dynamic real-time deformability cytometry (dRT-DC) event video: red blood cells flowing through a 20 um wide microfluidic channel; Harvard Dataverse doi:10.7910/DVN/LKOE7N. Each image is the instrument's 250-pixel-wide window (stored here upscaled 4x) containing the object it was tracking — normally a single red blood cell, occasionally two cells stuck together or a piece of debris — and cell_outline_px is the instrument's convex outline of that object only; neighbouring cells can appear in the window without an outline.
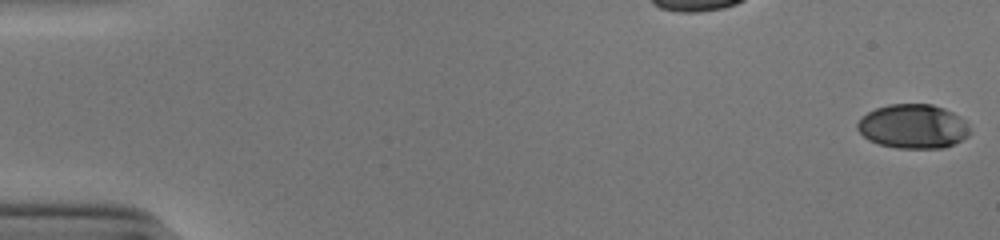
{"species": "human", "species_latin": "Homo sapiens", "temperature_condition": "cold", "stored_images_in_passage": 54, "camera_frame_rate_fps": 3000, "um_per_image_px": 0.085, "donor": {"sex": "male"}, "frame": {"image": 1, "passage_image": 1, "time_ms": 0.0, "image_size_px": [1000, 240], "cell_outline_px": [[972, 132], [968, 136], [944, 148], [896, 148], [880, 144], [868, 140], [856, 128], [856, 124], [868, 112], [876, 108], [888, 104], [932, 104], [944, 108], [960, 116], [964, 120]], "centroid_in_image_um": [77.62, 10.74], "position_along_channel_um": 7.4, "area_um2": 28.96}}
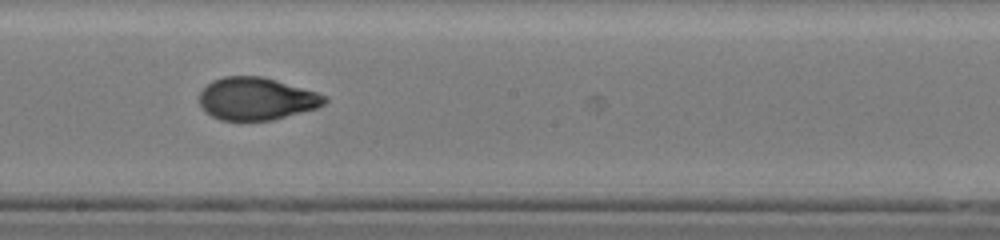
{"frame": {"image": 2, "passage_image": 31, "time_ms": 10.0, "image_size_px": [1000, 240], "cell_outline_px": [[328, 100], [324, 104], [316, 108], [272, 120], [220, 120], [204, 112], [200, 104], [200, 92], [212, 80], [224, 76], [264, 76], [316, 92], [328, 96]], "centroid_in_image_um": [21.79, 8.39], "position_along_channel_um": 226.4, "area_um2": 31.04}}
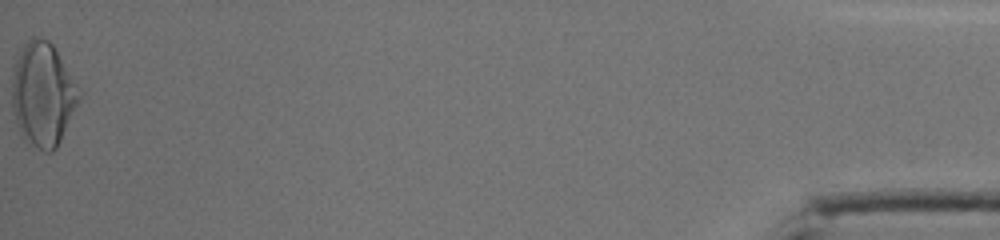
{"frame": {"image": 3, "passage_image": 54, "time_ms": 17.667, "image_size_px": [1000, 240], "cell_outline_px": [[84, 92], [56, 148], [52, 152], [44, 152], [20, 136], [12, 104], [12, 72], [16, 60], [24, 44], [32, 36], [40, 36], [48, 40], [52, 44]], "centroid_in_image_um": [3.67, 8.0], "position_along_channel_um": 431.5, "area_um2": 40.86}, "authors_computed_cell_mechanics": {"area_um2": 30.7785, "velocity_mm_per_s": 3.9014, "shape_relaxation_time_tau1_ms": 6.7579, "shape_relaxation_time_tau2_ms": 1.0759, "deformation_change_tau1": 0.232, "deformation_change_tau2": 0.0588}}